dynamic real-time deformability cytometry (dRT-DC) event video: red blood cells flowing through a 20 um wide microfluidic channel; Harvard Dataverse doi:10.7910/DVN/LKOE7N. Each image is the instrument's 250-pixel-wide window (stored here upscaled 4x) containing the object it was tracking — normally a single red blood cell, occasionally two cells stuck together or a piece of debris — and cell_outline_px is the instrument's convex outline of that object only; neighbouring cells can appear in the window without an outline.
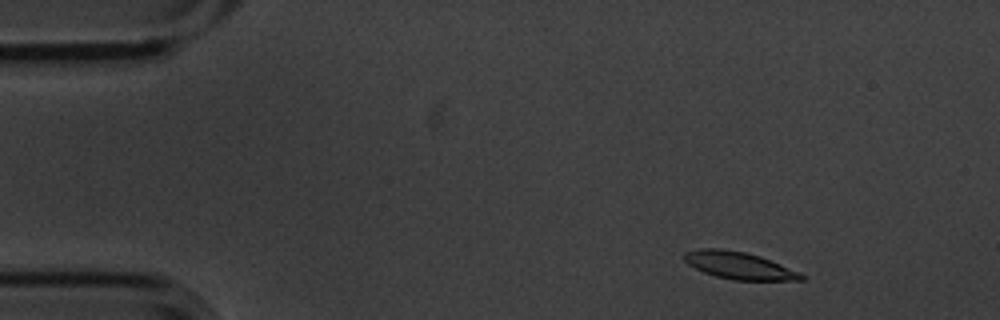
{"species": "common noctule bat (a hibernating species)", "species_latin": "Nyctalus noctula", "temperature_condition": "cold", "stored_images_in_passage": 10, "camera_frame_rate_fps": 3000, "um_per_image_px": 0.085, "animal": {"sex": "male", "body_mass_g": 20.1, "forearm_length_mm": 53.5}, "frame": {"image": 1, "passage_image": 1, "time_ms": 0.0, "image_size_px": [1000, 320], "cell_outline_px": [[808, 276], [804, 280], [732, 280], [716, 276], [704, 272], [688, 264], [684, 260], [684, 252], [700, 248], [720, 248], [744, 252], [760, 256], [800, 272]], "centroid_in_image_um": [62.84, 22.57], "position_along_channel_um": 22.2, "area_um2": 18.55}}
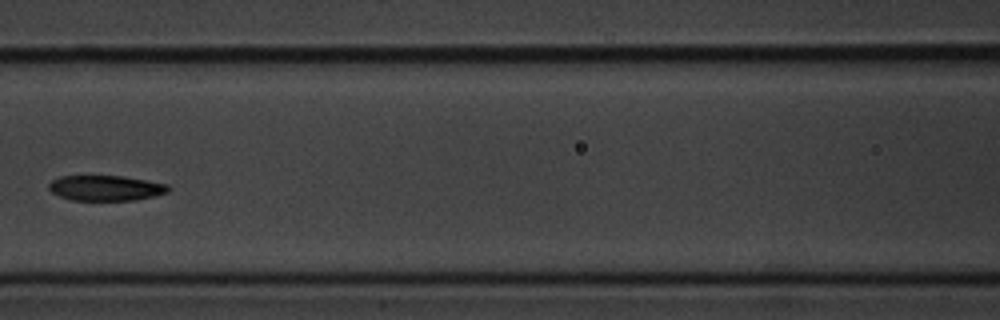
{"frame": {"image": 2, "passage_image": 6, "time_ms": 1.667, "image_size_px": [1000, 320], "cell_outline_px": [[168, 192], [136, 200], [72, 200], [60, 196], [52, 192], [48, 188], [48, 184], [52, 180], [60, 176], [124, 176], [168, 184]], "centroid_in_image_um": [8.96, 15.98], "position_along_channel_um": 157.6, "area_um2": 17.51}}
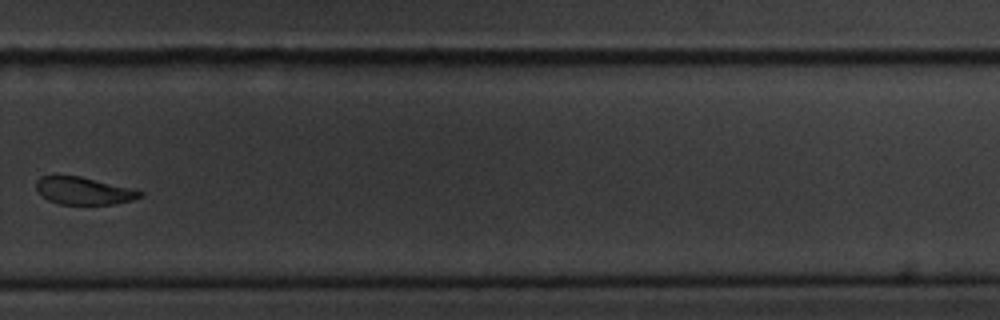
{"frame": {"image": 3, "passage_image": 10, "time_ms": 3.0, "image_size_px": [1000, 320], "cell_outline_px": [[144, 196], [132, 200], [112, 204], [60, 204], [48, 200], [36, 188], [36, 180], [40, 176], [80, 176], [136, 188], [144, 192]], "centroid_in_image_um": [7.19, 16.21], "position_along_channel_um": 322.6, "area_um2": 16.7}}